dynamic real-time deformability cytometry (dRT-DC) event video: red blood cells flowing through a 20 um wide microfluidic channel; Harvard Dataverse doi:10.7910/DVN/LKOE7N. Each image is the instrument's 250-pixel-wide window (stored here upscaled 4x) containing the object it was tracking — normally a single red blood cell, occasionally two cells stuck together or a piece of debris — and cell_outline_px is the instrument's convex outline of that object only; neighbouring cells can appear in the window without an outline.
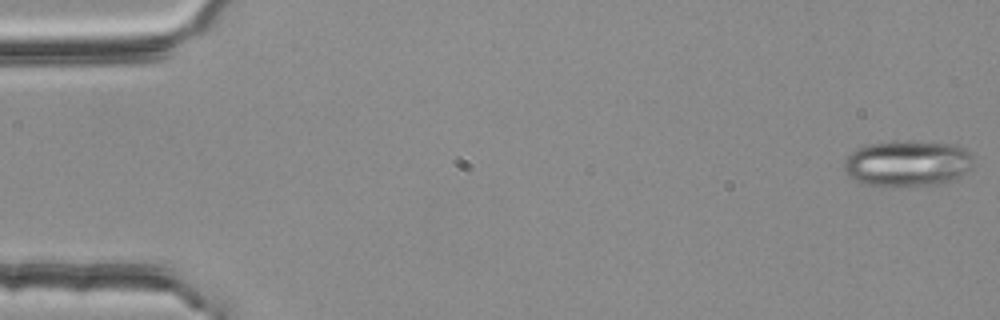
{"species": "common noctule bat (a hibernating species)", "species_latin": "Nyctalus noctula", "temperature_condition": "room temperature", "stored_images_in_passage": 54, "camera_frame_rate_fps": 3000, "um_per_image_px": 0.085, "animal": {"sex": "female", "body_mass_g": 25.1}, "frame": {"image": 1, "passage_image": 1, "time_ms": 0.0, "image_size_px": [1000, 320], "cell_outline_px": [[976, 164], [972, 168], [956, 180], [940, 184], [864, 184], [848, 176], [844, 168], [844, 160], [852, 152], [868, 144], [892, 140], [908, 140], [956, 144], [964, 148], [972, 156]], "centroid_in_image_um": [77.21, 13.84], "position_along_channel_um": 7.8, "area_um2": 34.74}}
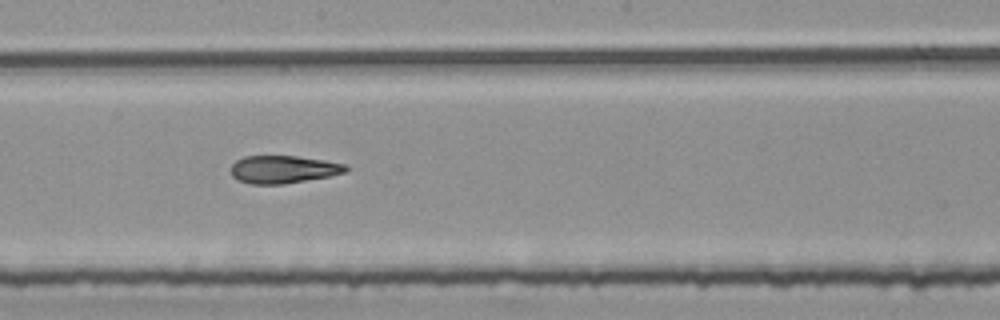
{"frame": {"image": 2, "passage_image": 30, "time_ms": 9.667, "image_size_px": [1000, 320], "cell_outline_px": [[348, 172], [328, 176], [284, 184], [252, 184], [240, 180], [232, 176], [232, 164], [236, 160], [244, 156], [296, 156], [324, 160], [348, 164]], "centroid_in_image_um": [24.11, 14.39], "position_along_channel_um": 224.1, "area_um2": 18.5}}
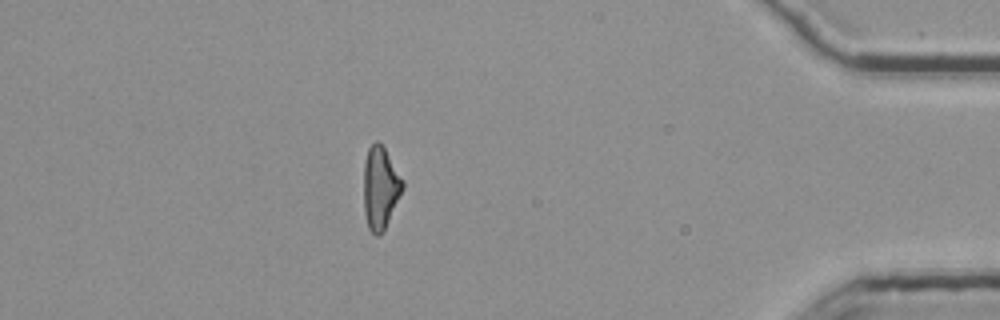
{"frame": {"image": 3, "passage_image": 48, "time_ms": 15.667, "image_size_px": [1000, 320], "cell_outline_px": [[404, 188], [384, 228], [376, 236], [368, 228], [364, 212], [364, 164], [368, 148], [376, 140], [380, 140], [404, 180]], "centroid_in_image_um": [32.33, 15.9], "position_along_channel_um": 402.9, "area_um2": 18.61}, "authors_computed_cell_mechanics": {"area_um2": 19.3919, "velocity_mm_per_s": 3.768, "shape_relaxation_time_tau1_ms": null, "shape_relaxation_time_tau2_ms": 3.8723, "deformation_change_tau1": null, "deformation_change_tau2": 0.1098}}